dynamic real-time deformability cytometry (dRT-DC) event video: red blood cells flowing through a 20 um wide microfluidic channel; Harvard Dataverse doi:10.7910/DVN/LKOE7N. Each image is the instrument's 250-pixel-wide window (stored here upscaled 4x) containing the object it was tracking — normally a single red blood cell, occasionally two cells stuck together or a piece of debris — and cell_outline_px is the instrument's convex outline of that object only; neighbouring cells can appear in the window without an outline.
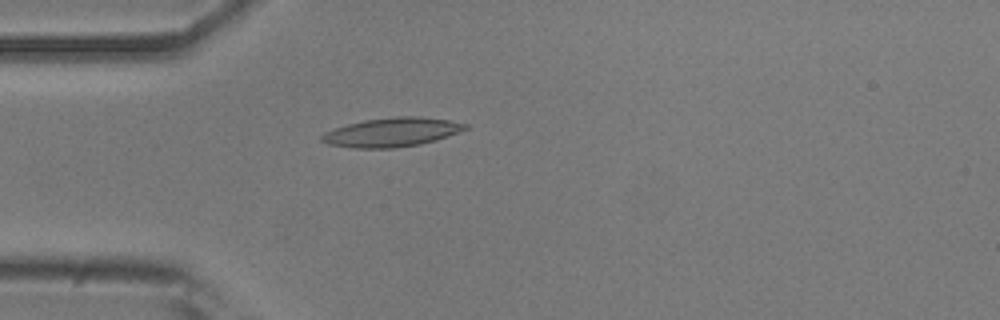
{"species": "common noctule bat (a hibernating species)", "species_latin": "Nyctalus noctula", "temperature_condition": "room temperature", "stored_images_in_passage": 47, "camera_frame_rate_fps": 3000, "um_per_image_px": 0.085, "animal": {"sex": "male", "body_mass_g": 20.5, "forearm_length_mm": 52.5}, "frame": {"image": 1, "passage_image": 9, "time_ms": 2.667, "image_size_px": [1000, 320], "cell_outline_px": [[468, 128], [448, 136], [436, 140], [420, 144], [392, 148], [352, 148], [328, 144], [320, 140], [320, 136], [324, 132], [348, 124], [364, 120], [396, 116], [420, 116], [448, 120], [468, 124]], "centroid_in_image_um": [33.29, 11.24], "position_along_channel_um": 51.7, "area_um2": 24.22}}
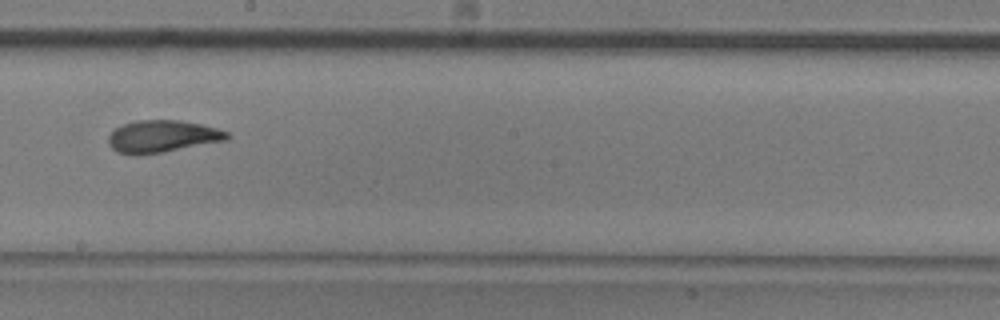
{"frame": {"image": 2, "passage_image": 24, "time_ms": 7.667, "image_size_px": [1000, 320], "cell_outline_px": [[232, 136], [228, 140], [164, 152], [140, 156], [132, 156], [116, 152], [108, 144], [108, 136], [116, 128], [124, 124], [136, 120], [180, 120], [200, 124], [216, 128], [228, 132]], "centroid_in_image_um": [13.79, 11.61], "position_along_channel_um": 234.4, "area_um2": 22.6}}
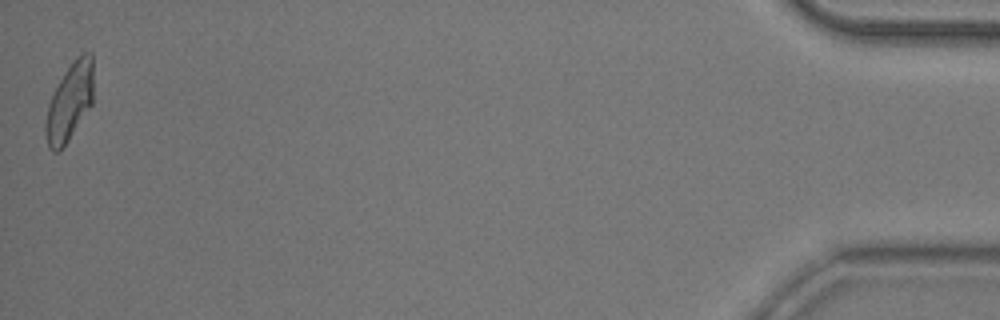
{"frame": {"image": 3, "passage_image": 47, "time_ms": 15.333, "image_size_px": [1000, 320], "cell_outline_px": [[92, 104], [68, 140], [56, 152], [52, 152], [48, 148], [44, 132], [44, 124], [48, 104], [60, 80], [76, 56], [84, 52], [92, 52]], "centroid_in_image_um": [5.89, 8.68], "position_along_channel_um": 429.3, "area_um2": 21.33}, "authors_computed_cell_mechanics": {"area_um2": 22.0796, "velocity_mm_per_s": 3.794, "shape_relaxation_time_tau1_ms": 3.9873, "shape_relaxation_time_tau2_ms": 1.3006, "deformation_change_tau1": 0.1748, "deformation_change_tau2": 0.0889}}